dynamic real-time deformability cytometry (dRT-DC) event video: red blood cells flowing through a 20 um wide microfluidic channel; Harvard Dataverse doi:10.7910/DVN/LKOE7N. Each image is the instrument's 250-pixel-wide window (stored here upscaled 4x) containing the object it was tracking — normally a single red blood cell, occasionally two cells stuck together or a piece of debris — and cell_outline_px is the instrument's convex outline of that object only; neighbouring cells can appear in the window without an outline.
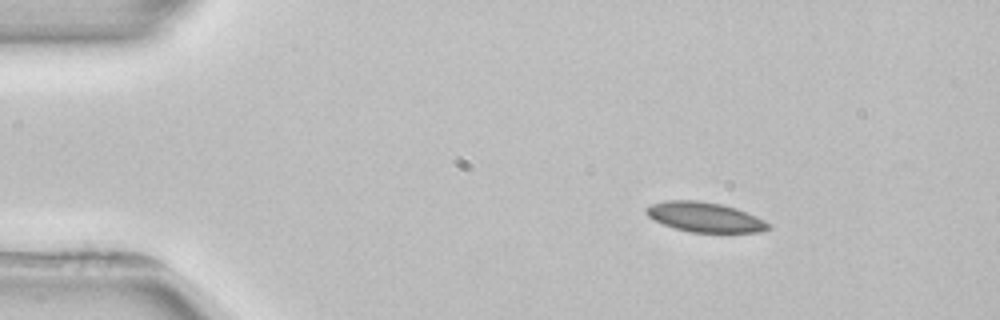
{"species": "common noctule bat (a hibernating species)", "species_latin": "Nyctalus noctula", "temperature_condition": "room temperature", "stored_images_in_passage": 3, "camera_frame_rate_fps": 3000, "um_per_image_px": 0.085, "animal": {"sex": "female", "body_mass_g": 22.7, "forearm_length_mm": 54.2}, "frame": {"image": 1, "passage_image": 1, "time_ms": 0.0, "image_size_px": [1000, 320], "cell_outline_px": [[768, 228], [760, 232], [692, 232], [676, 228], [664, 224], [648, 216], [644, 212], [644, 208], [652, 204], [668, 200], [696, 200], [720, 204], [736, 208], [756, 216], [764, 220], [768, 224]], "centroid_in_image_um": [59.88, 18.44], "position_along_channel_um": 25.1, "area_um2": 20.87}}